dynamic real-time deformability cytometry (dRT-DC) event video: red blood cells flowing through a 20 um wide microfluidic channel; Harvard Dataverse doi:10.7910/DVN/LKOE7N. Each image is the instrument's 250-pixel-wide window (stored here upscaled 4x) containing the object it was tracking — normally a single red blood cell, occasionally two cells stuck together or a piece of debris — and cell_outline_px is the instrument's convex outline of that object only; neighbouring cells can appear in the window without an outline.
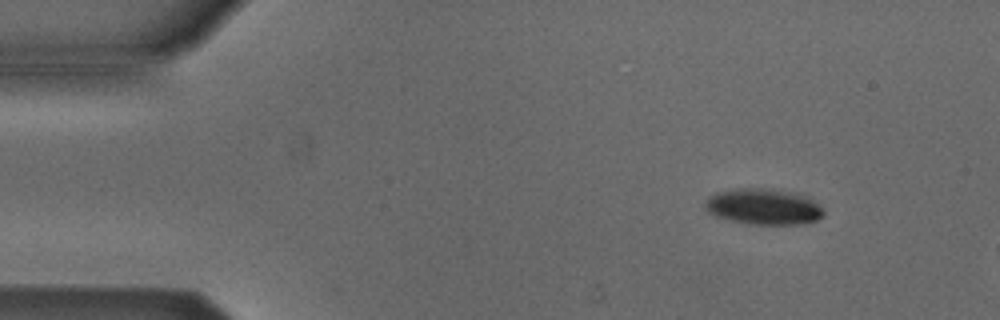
{"species": "Egyptian fruit bat (a non-hibernating species)", "species_latin": "Rousettus aegyptiacus", "temperature_condition": "cold", "stored_images_in_passage": 4, "camera_frame_rate_fps": 3000, "um_per_image_px": 0.085, "animal": {"sex": "male"}, "frame": {"image": 1, "passage_image": 2, "time_ms": 1.333, "image_size_px": [1000, 320], "cell_outline_px": [[824, 216], [816, 220], [804, 224], [748, 224], [716, 216], [708, 212], [704, 208], [704, 204], [708, 196], [716, 192], [740, 188], [772, 188], [792, 192], [812, 200], [824, 212]], "centroid_in_image_um": [64.86, 17.56], "position_along_channel_um": 20.1, "area_um2": 24.74}}